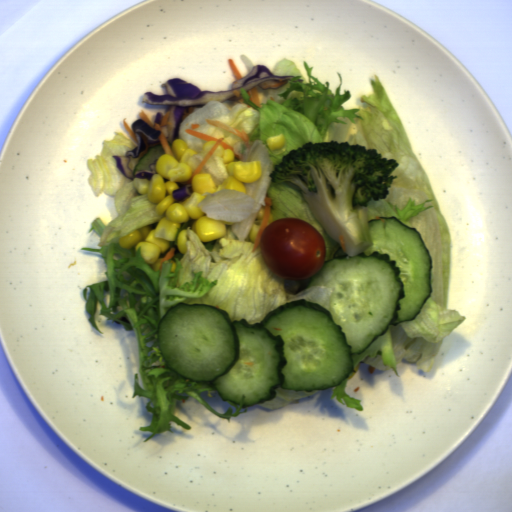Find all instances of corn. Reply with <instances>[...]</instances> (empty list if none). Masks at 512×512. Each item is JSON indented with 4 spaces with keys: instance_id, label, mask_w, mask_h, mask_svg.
Returning <instances> with one entry per match:
<instances>
[{
    "instance_id": "f1292c28",
    "label": "corn",
    "mask_w": 512,
    "mask_h": 512,
    "mask_svg": "<svg viewBox=\"0 0 512 512\" xmlns=\"http://www.w3.org/2000/svg\"><path fill=\"white\" fill-rule=\"evenodd\" d=\"M265 145L271 151L283 148L285 145L284 133H280V134L273 135V136H267L265 138Z\"/></svg>"
},
{
    "instance_id": "5cfa1b94",
    "label": "corn",
    "mask_w": 512,
    "mask_h": 512,
    "mask_svg": "<svg viewBox=\"0 0 512 512\" xmlns=\"http://www.w3.org/2000/svg\"><path fill=\"white\" fill-rule=\"evenodd\" d=\"M264 215H265L264 208H262L259 211H257V216L259 218V224H255L253 222V224H252V226L250 228V231H249V239L251 240L252 243H254V241L256 239V236H257V233H258L259 228L261 226V223H262V220L264 218Z\"/></svg>"
},
{
    "instance_id": "cfcad685",
    "label": "corn",
    "mask_w": 512,
    "mask_h": 512,
    "mask_svg": "<svg viewBox=\"0 0 512 512\" xmlns=\"http://www.w3.org/2000/svg\"><path fill=\"white\" fill-rule=\"evenodd\" d=\"M169 261L171 263V267H170V271L169 272H173L175 270V268H176V263H175V261L173 260L172 257L169 259Z\"/></svg>"
},
{
    "instance_id": "51d56268",
    "label": "corn",
    "mask_w": 512,
    "mask_h": 512,
    "mask_svg": "<svg viewBox=\"0 0 512 512\" xmlns=\"http://www.w3.org/2000/svg\"><path fill=\"white\" fill-rule=\"evenodd\" d=\"M204 142L201 152L190 149L189 145L178 138L171 144L170 154H160L157 158L156 173L151 179H133V186L137 192L147 194L148 201L156 204L155 211L159 215L165 212L155 228L145 225L118 238L120 247L131 249L135 246L141 248V255L146 263L151 264L153 270H159L164 254L170 248V241H174L175 234L181 223L190 222L179 231L176 239L177 250L185 254L186 234L188 229L196 233L201 242H211L226 236V224L208 218L207 214L198 208V204L208 195L205 192L216 193L222 189H232L247 194L243 183L255 182L262 176L260 161H238L231 148H223L219 143L210 156L203 163L199 172L194 174L190 185L191 195L183 200H175L173 191L180 189L177 183L188 185L189 179L216 143Z\"/></svg>"
},
{
    "instance_id": "2b8c4276",
    "label": "corn",
    "mask_w": 512,
    "mask_h": 512,
    "mask_svg": "<svg viewBox=\"0 0 512 512\" xmlns=\"http://www.w3.org/2000/svg\"><path fill=\"white\" fill-rule=\"evenodd\" d=\"M272 221H273V214L270 213L266 226L269 225L270 223H272Z\"/></svg>"
}]
</instances>
